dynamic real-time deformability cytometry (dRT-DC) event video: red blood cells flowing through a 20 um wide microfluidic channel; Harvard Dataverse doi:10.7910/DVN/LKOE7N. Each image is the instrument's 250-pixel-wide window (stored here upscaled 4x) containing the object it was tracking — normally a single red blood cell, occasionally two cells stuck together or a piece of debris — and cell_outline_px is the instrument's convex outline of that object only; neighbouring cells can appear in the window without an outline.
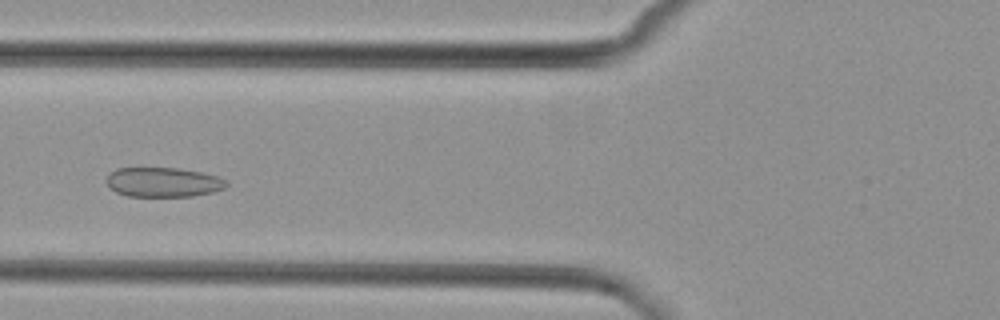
{"species": "common noctule bat (a hibernating species)", "species_latin": "Nyctalus noctula", "temperature_condition": "cold", "stored_images_in_passage": 4, "camera_frame_rate_fps": 3000, "um_per_image_px": 0.085, "animal": {"sex": "female", "body_mass_g": 29.2, "forearm_length_mm": 56.3}, "frame": {"image": 1, "passage_image": 4, "time_ms": 5.0, "image_size_px": [1000, 320], "cell_outline_px": [[228, 184], [224, 188], [212, 192], [192, 196], [128, 196], [116, 192], [108, 184], [108, 176], [116, 168], [176, 168], [200, 172], [220, 176], [228, 180]], "centroid_in_image_um": [13.93, 15.48], "position_along_channel_um": 111.9, "area_um2": 20.52}}